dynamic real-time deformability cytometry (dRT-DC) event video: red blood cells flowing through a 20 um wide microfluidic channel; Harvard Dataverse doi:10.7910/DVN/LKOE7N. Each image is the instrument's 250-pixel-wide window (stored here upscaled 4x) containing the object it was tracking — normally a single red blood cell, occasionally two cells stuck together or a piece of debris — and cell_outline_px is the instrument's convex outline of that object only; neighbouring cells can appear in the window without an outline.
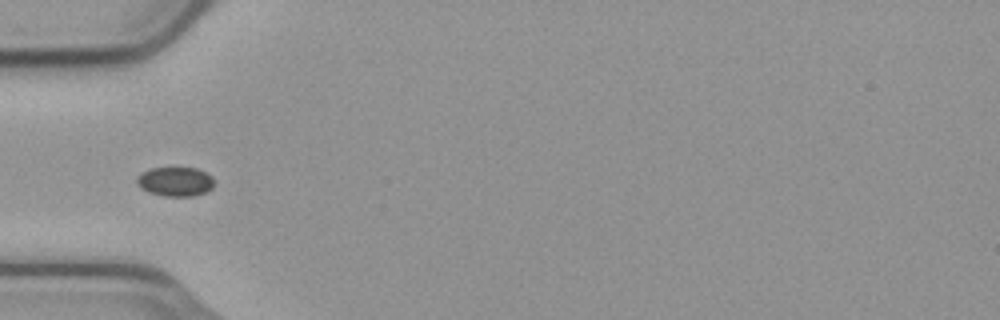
{"species": "common noctule bat (a hibernating species)", "species_latin": "Nyctalus noctula", "temperature_condition": "cold", "stored_images_in_passage": 28, "camera_frame_rate_fps": 3000, "um_per_image_px": 0.085, "animal": {"sex": "male", "body_mass_g": 23.1, "forearm_length_mm": 52.7}, "frame": {"image": 1, "passage_image": 1, "time_ms": 0.0, "image_size_px": [1000, 320], "cell_outline_px": [[212, 188], [204, 192], [192, 196], [164, 196], [148, 192], [140, 188], [136, 184], [136, 180], [144, 172], [152, 168], [196, 168], [212, 176]], "centroid_in_image_um": [14.88, 15.44], "position_along_channel_um": 70.1, "area_um2": 12.95}}
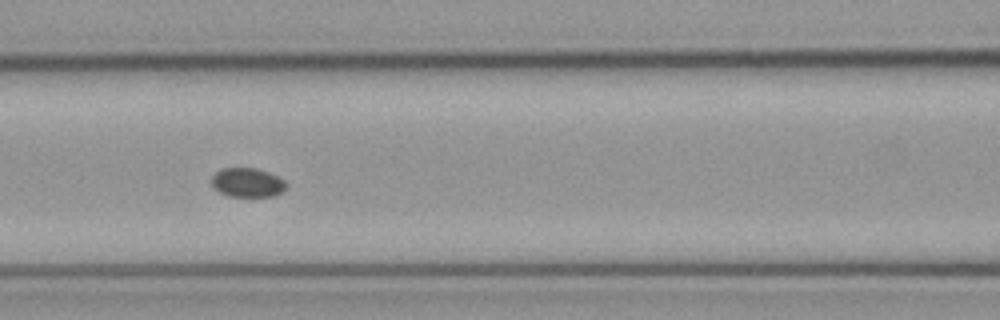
{"frame": {"image": 2, "passage_image": 7, "time_ms": 2.0, "image_size_px": [1000, 320], "cell_outline_px": [[288, 184], [276, 196], [228, 196], [212, 188], [212, 176], [220, 168], [256, 168], [268, 172], [284, 180]], "centroid_in_image_um": [21.0, 15.51], "position_along_channel_um": 145.6, "area_um2": 12.66}}
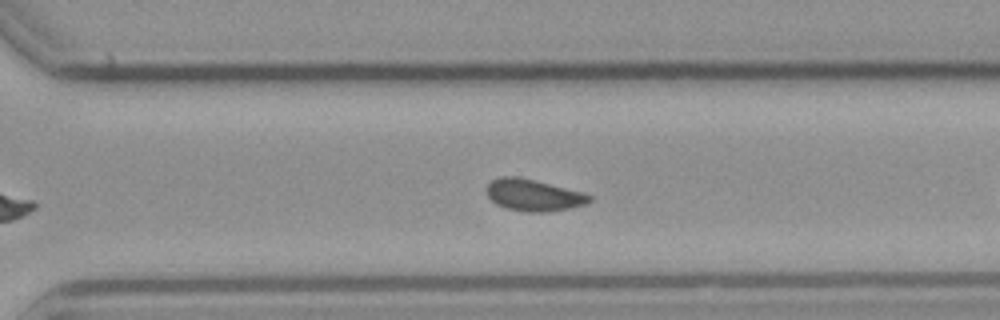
{"frame": {"image": 3, "passage_image": 18, "time_ms": 5.667, "image_size_px": [1000, 320], "cell_outline_px": [[592, 200], [584, 204], [572, 208], [544, 212], [524, 212], [504, 208], [496, 204], [488, 196], [484, 188], [492, 180], [500, 176], [516, 176], [584, 192], [592, 196]], "centroid_in_image_um": [45.32, 16.59], "position_along_channel_um": 325.3, "area_um2": 19.13}, "authors_computed_cell_mechanics": {"area_um2": 18.4671, "velocity_mm_per_s": 3.7363, "shape_relaxation_time_tau1_ms": 2.1375, "shape_relaxation_time_tau2_ms": 1.8639, "deformation_change_tau1": null, "deformation_change_tau2": 0.0803}}